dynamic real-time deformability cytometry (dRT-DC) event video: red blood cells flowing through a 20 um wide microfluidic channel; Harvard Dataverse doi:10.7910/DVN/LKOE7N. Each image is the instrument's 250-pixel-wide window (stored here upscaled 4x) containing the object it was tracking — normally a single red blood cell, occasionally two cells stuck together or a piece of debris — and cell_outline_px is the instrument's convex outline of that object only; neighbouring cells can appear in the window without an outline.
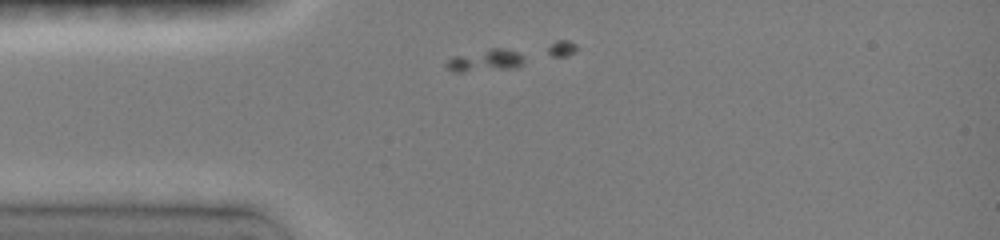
{"species": "common noctule bat (a hibernating species)", "species_latin": "Nyctalus noctula", "temperature_condition": "room temperature", "stored_images_in_passage": 7, "camera_frame_rate_fps": 3000, "um_per_image_px": 0.085, "animal": {"sex": "female", "body_mass_g": 19.0, "forearm_length_mm": 51.5}, "frame": {"image": 1, "passage_image": 2, "time_ms": 0.667, "image_size_px": [1000, 240], "cell_outline_px": [[524, 64], [520, 68], [460, 72], [452, 72], [444, 64], [452, 56], [492, 48], [504, 48], [516, 52], [524, 60]], "centroid_in_image_um": [41.25, 5.16], "position_along_channel_um": 43.7, "area_um2": 10.12}}